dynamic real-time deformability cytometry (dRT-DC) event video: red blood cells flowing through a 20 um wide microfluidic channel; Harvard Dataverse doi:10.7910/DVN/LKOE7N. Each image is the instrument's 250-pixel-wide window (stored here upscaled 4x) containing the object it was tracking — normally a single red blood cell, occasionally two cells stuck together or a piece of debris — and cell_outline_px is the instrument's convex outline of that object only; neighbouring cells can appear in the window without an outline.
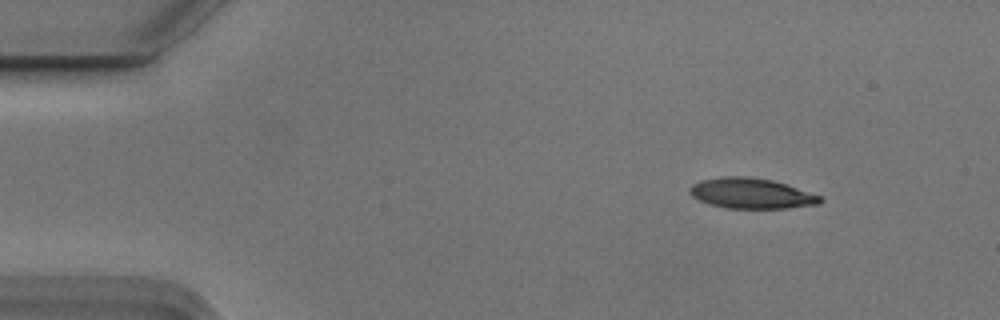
{"species": "Egyptian fruit bat (a non-hibernating species)", "species_latin": "Rousettus aegyptiacus", "temperature_condition": "cold", "stored_images_in_passage": 49, "camera_frame_rate_fps": 3000, "um_per_image_px": 0.085, "animal": {"sex": "male"}, "frame": {"image": 1, "passage_image": 1, "time_ms": 0.0, "image_size_px": [1000, 320], "cell_outline_px": [[824, 200], [820, 204], [788, 208], [728, 208], [708, 204], [692, 196], [688, 192], [688, 188], [692, 184], [700, 180], [720, 176], [748, 176], [772, 180], [820, 196]], "centroid_in_image_um": [63.81, 16.43], "position_along_channel_um": 21.2, "area_um2": 23.12}}
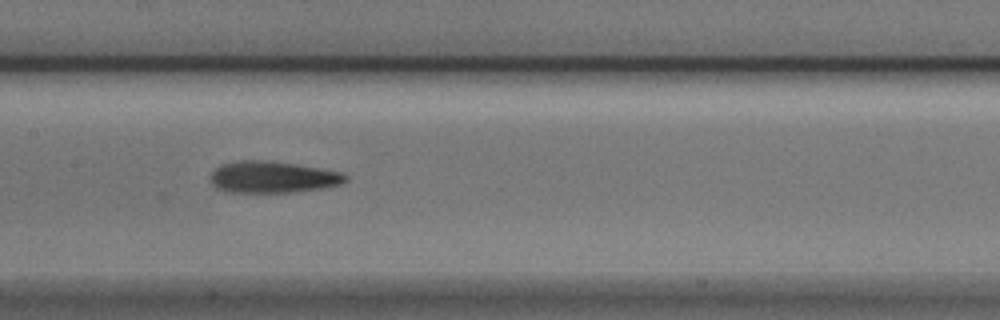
{"frame": {"image": 2, "passage_image": 21, "time_ms": 6.667, "image_size_px": [1000, 320], "cell_outline_px": [[348, 180], [340, 184], [324, 188], [292, 192], [224, 192], [216, 188], [212, 184], [212, 172], [220, 164], [240, 160], [260, 160], [296, 164], [340, 172], [348, 176]], "centroid_in_image_um": [23.16, 15.06], "position_along_channel_um": 184.2, "area_um2": 24.8}}
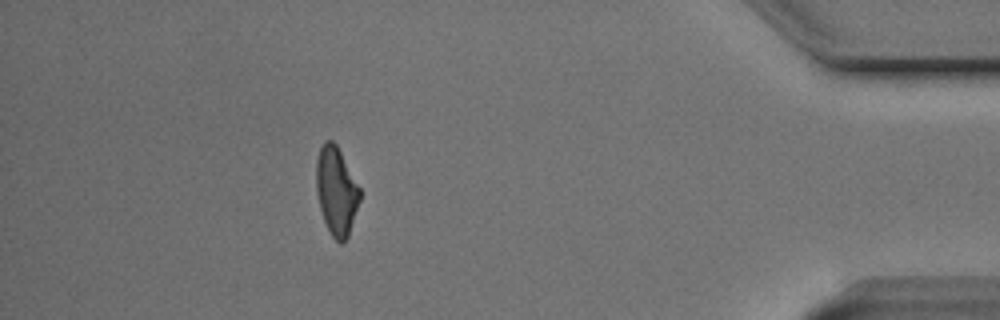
{"frame": {"image": 3, "passage_image": 43, "time_ms": 14.0, "image_size_px": [1000, 320], "cell_outline_px": [[360, 200], [348, 236], [340, 244], [332, 236], [324, 220], [320, 208], [316, 192], [316, 160], [320, 148], [324, 140], [332, 140], [336, 144], [360, 188]], "centroid_in_image_um": [28.57, 16.22], "position_along_channel_um": 406.6, "area_um2": 22.2}, "authors_computed_cell_mechanics": {"area_um2": 23.987, "velocity_mm_per_s": 3.727, "shape_relaxation_time_tau1_ms": 5.084, "shape_relaxation_time_tau2_ms": 5.5681, "deformation_change_tau1": 0.1698, "deformation_change_tau2": 0.1665}}